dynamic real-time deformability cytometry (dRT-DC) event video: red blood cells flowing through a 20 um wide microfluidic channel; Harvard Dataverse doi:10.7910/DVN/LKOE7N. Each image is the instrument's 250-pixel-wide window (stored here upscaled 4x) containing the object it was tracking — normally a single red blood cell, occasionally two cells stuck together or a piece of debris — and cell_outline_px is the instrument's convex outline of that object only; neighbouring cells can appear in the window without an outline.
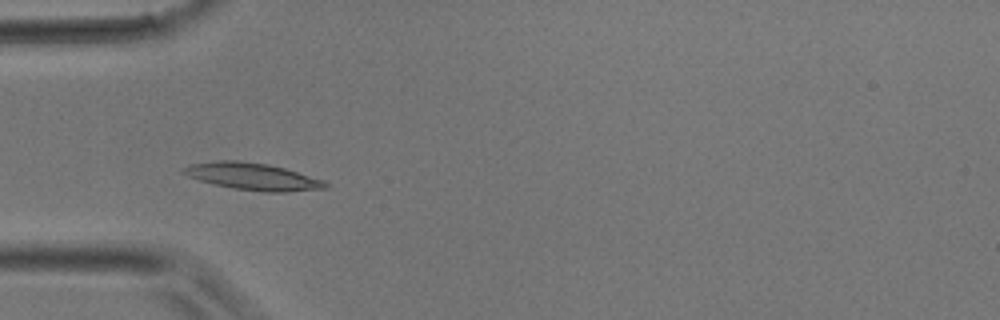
{"species": "common noctule bat (a hibernating species)", "species_latin": "Nyctalus noctula", "temperature_condition": "room temperature", "stored_images_in_passage": 29, "camera_frame_rate_fps": 3000, "um_per_image_px": 0.085, "animal": {"sex": "male", "body_mass_g": 17.9}, "frame": {"image": 1, "passage_image": 1, "time_ms": 0.0, "image_size_px": [1000, 320], "cell_outline_px": [[332, 184], [328, 188], [288, 192], [260, 192], [232, 188], [212, 184], [188, 176], [180, 172], [180, 168], [188, 164], [216, 160], [236, 160], [268, 164], [284, 168], [324, 180]], "centroid_in_image_um": [21.46, 15.0], "position_along_channel_um": 63.5, "area_um2": 22.77}}
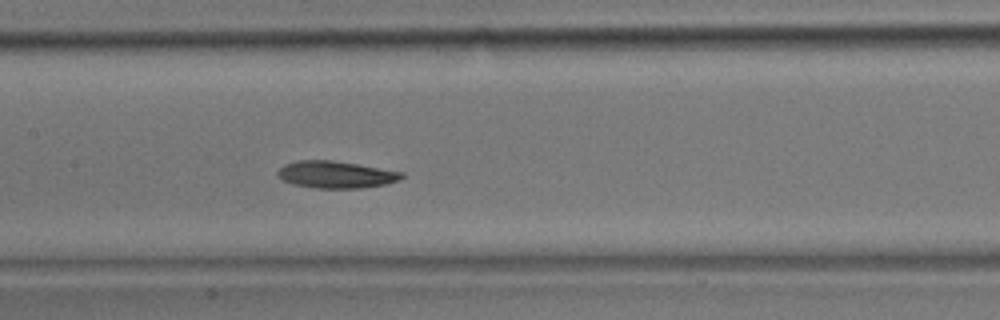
{"frame": {"image": 2, "passage_image": 8, "time_ms": 2.333, "image_size_px": [1000, 320], "cell_outline_px": [[404, 176], [400, 180], [384, 184], [360, 188], [316, 188], [292, 184], [280, 180], [276, 176], [276, 172], [284, 164], [296, 160], [332, 160], [404, 172]], "centroid_in_image_um": [28.49, 14.84], "position_along_channel_um": 178.9, "area_um2": 19.65}}
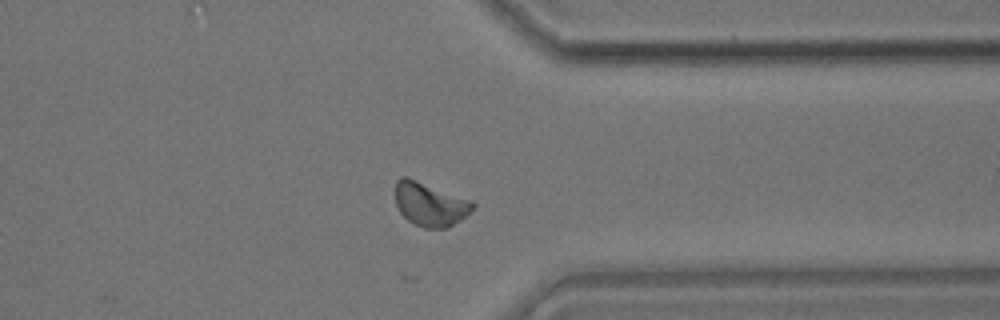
{"frame": {"image": 3, "passage_image": 20, "time_ms": 6.333, "image_size_px": [1000, 320], "cell_outline_px": [[476, 204], [460, 220], [448, 228], [424, 228], [412, 224], [400, 212], [396, 204], [396, 180], [400, 176], [408, 176], [472, 200]], "centroid_in_image_um": [36.53, 17.34], "position_along_channel_um": 374.9, "area_um2": 19.88}}